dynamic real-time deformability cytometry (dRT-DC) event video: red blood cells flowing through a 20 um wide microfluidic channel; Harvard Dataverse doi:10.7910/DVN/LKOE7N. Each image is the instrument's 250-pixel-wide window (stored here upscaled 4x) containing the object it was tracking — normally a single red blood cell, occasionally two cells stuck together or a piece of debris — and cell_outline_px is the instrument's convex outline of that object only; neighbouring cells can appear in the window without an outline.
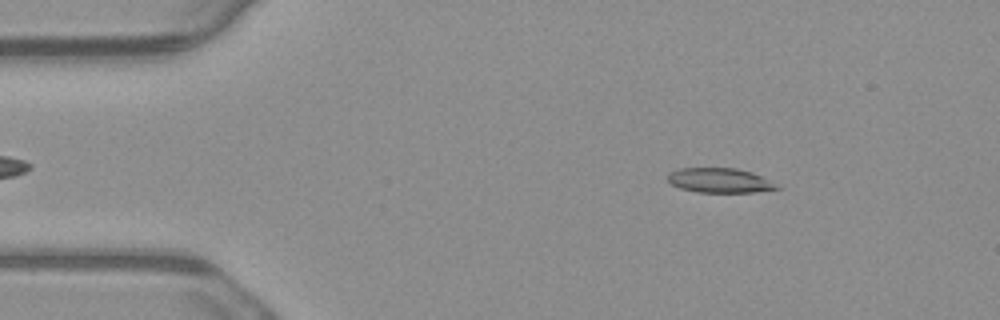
{"species": "common noctule bat (a hibernating species)", "species_latin": "Nyctalus noctula", "temperature_condition": "warm", "stored_images_in_passage": 2, "camera_frame_rate_fps": 3000, "um_per_image_px": 0.085, "animal": {"sex": "male", "body_mass_g": 23.1, "forearm_length_mm": 52.7}, "frame": {"image": 1, "passage_image": 1, "time_ms": 0.0, "image_size_px": [1000, 320], "cell_outline_px": [[784, 188], [756, 192], [700, 192], [680, 188], [672, 184], [668, 180], [668, 172], [680, 168], [736, 168], [752, 172]], "centroid_in_image_um": [61.18, 15.33], "position_along_channel_um": 23.8, "area_um2": 15.61}}